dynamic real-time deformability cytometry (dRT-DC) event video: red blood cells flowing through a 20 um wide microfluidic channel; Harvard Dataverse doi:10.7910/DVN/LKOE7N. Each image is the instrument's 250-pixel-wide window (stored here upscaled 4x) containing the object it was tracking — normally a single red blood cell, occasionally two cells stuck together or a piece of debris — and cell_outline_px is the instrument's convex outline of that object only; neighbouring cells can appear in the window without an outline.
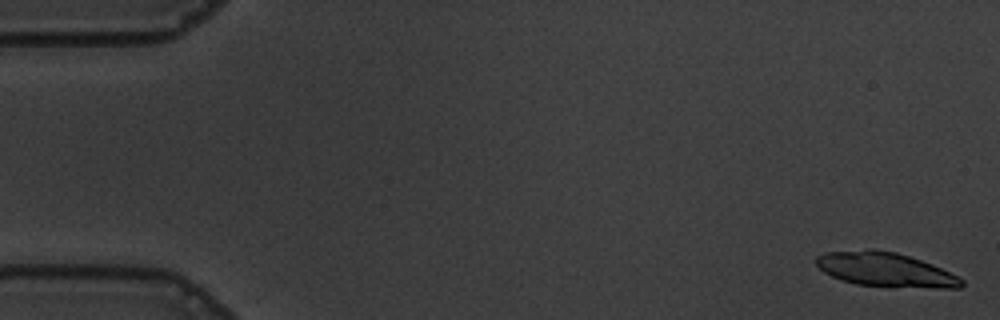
{"species": "common noctule bat (a hibernating species)", "species_latin": "Nyctalus noctula", "temperature_condition": "warm", "stored_images_in_passage": 17, "camera_frame_rate_fps": 3000, "um_per_image_px": 0.085, "animal": {"sex": "male", "body_mass_g": 19.5, "forearm_length_mm": 54.6}, "frame": {"image": 1, "passage_image": 1, "time_ms": 0.0, "image_size_px": [1000, 320], "cell_outline_px": [[964, 284], [960, 288], [936, 288], [856, 284], [840, 280], [824, 272], [816, 264], [816, 256], [824, 252], [872, 248], [896, 252], [932, 264], [964, 280]], "centroid_in_image_um": [75.22, 22.9], "position_along_channel_um": 9.8, "area_um2": 28.78}}